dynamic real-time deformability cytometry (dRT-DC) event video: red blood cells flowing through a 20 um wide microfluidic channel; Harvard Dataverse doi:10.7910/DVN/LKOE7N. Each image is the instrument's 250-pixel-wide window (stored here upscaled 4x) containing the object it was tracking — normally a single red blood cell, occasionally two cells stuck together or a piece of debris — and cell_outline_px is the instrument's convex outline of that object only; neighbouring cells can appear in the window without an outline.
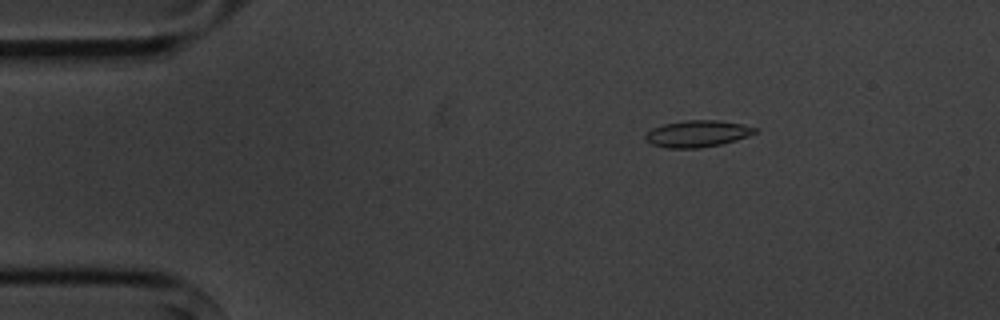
{"species": "common noctule bat (a hibernating species)", "species_latin": "Nyctalus noctula", "temperature_condition": "cold", "stored_images_in_passage": 3, "camera_frame_rate_fps": 3000, "um_per_image_px": 0.085, "animal": {"sex": "male", "body_mass_g": 20.1, "forearm_length_mm": 53.5}, "frame": {"image": 1, "passage_image": 2, "time_ms": 1.0, "image_size_px": [1000, 320], "cell_outline_px": [[760, 132], [736, 140], [720, 144], [700, 148], [668, 148], [652, 144], [644, 140], [644, 136], [652, 128], [664, 124], [684, 120], [716, 120], [740, 124], [760, 128]], "centroid_in_image_um": [59.3, 11.36], "position_along_channel_um": 25.7, "area_um2": 17.11}}